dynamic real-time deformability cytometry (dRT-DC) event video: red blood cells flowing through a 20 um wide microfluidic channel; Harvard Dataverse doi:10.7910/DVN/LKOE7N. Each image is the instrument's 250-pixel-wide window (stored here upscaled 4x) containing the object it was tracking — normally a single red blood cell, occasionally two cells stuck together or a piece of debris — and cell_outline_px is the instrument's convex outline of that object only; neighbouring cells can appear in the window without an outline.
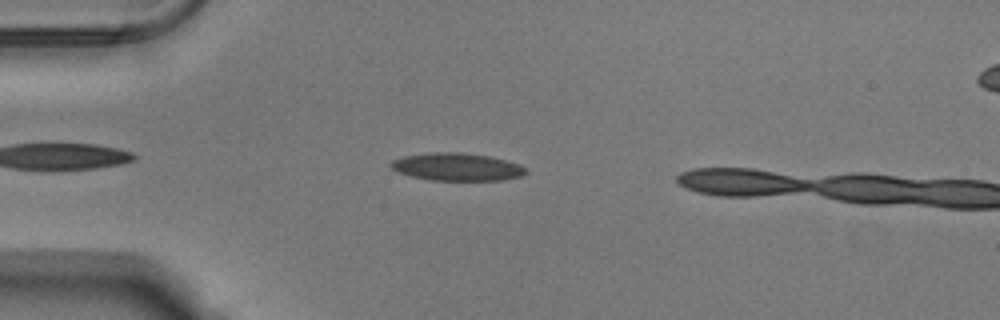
{"species": "Egyptian fruit bat (a non-hibernating species)", "species_latin": "Rousettus aegyptiacus", "temperature_condition": "warm", "stored_images_in_passage": 41, "camera_frame_rate_fps": 3000, "um_per_image_px": 0.085, "animal": {"sex": "male"}, "frame": {"image": 1, "passage_image": 7, "time_ms": 2.0, "image_size_px": [1000, 320], "cell_outline_px": [[524, 172], [520, 176], [496, 180], [436, 180], [416, 176], [400, 172], [392, 168], [392, 164], [396, 160], [408, 156], [448, 152], [452, 152], [484, 156], [504, 160], [516, 164], [524, 168]], "centroid_in_image_um": [38.87, 14.2], "position_along_channel_um": 46.1, "area_um2": 20.23}}
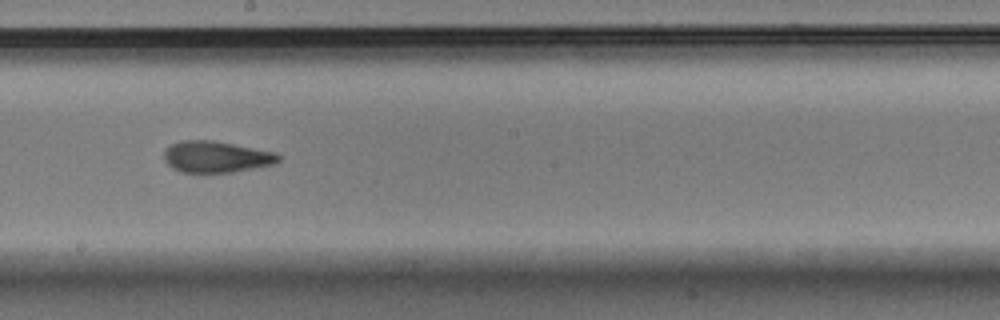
{"frame": {"image": 2, "passage_image": 23, "time_ms": 7.333, "image_size_px": [1000, 320], "cell_outline_px": [[280, 160], [268, 164], [228, 172], [184, 172], [168, 164], [164, 156], [164, 152], [172, 144], [188, 140], [204, 140], [232, 144], [272, 152], [280, 156]], "centroid_in_image_um": [18.32, 13.32], "position_along_channel_um": 229.9, "area_um2": 19.77}}
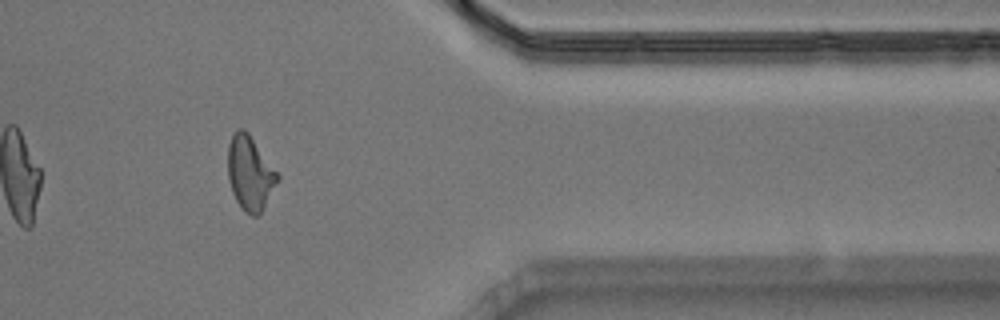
{"frame": {"image": 3, "passage_image": 37, "time_ms": 12.0, "image_size_px": [1000, 320], "cell_outline_px": [[280, 176], [260, 212], [256, 216], [252, 216], [236, 200], [232, 192], [228, 176], [228, 144], [232, 136], [240, 128], [244, 128], [248, 132]], "centroid_in_image_um": [21.23, 14.67], "position_along_channel_um": 390.2, "area_um2": 20.75}, "authors_computed_cell_mechanics": {"area_um2": 19.7676, "velocity_mm_per_s": 3.7999, "shape_relaxation_time_tau1_ms": 7.3769, "shape_relaxation_time_tau2_ms": 2.3178, "deformation_change_tau1": 0.2111, "deformation_change_tau2": 0.0991}}